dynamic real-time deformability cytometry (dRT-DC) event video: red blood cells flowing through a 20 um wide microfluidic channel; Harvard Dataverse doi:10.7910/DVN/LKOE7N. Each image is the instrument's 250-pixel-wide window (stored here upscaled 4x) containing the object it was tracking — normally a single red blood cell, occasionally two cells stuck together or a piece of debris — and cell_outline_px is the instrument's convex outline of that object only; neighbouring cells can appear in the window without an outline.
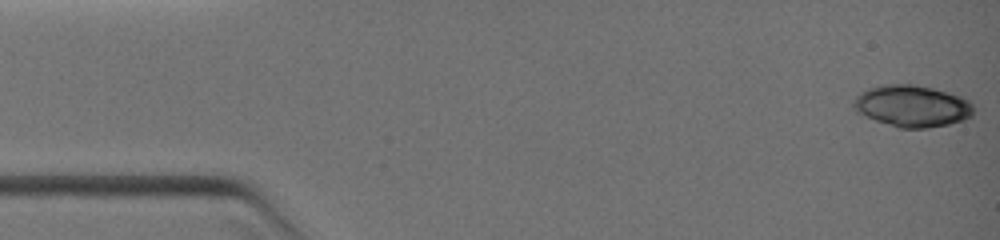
{"species": "common noctule bat (a hibernating species)", "species_latin": "Nyctalus noctula", "temperature_condition": "warm", "stored_images_in_passage": 13, "camera_frame_rate_fps": 3000, "um_per_image_px": 0.085, "animal": {"sex": "female", "body_mass_g": 19.0, "forearm_length_mm": 51.5}, "frame": {"image": 1, "passage_image": 1, "time_ms": 0.0, "image_size_px": [1000, 240], "cell_outline_px": [[972, 116], [964, 120], [948, 124], [924, 128], [900, 128], [876, 120], [856, 112], [852, 108], [852, 100], [860, 92], [868, 88], [880, 84], [916, 84], [948, 92], [960, 96], [968, 100], [972, 104]], "centroid_in_image_um": [77.49, 9.0], "position_along_channel_um": 7.5, "area_um2": 29.25}}
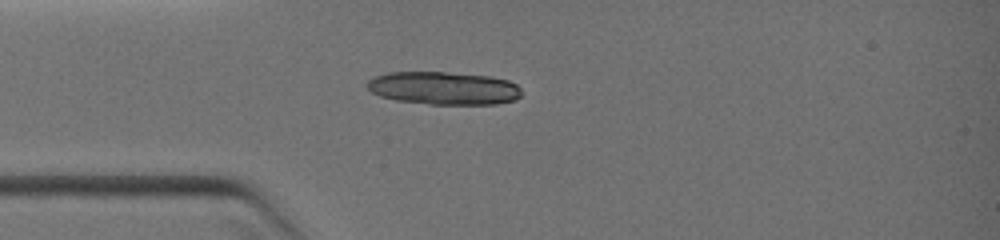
{"frame": {"image": 2, "passage_image": 11, "time_ms": 3.0, "image_size_px": [1000, 240], "cell_outline_px": [[520, 96], [512, 100], [496, 104], [432, 104], [396, 100], [380, 96], [372, 92], [368, 88], [368, 80], [372, 76], [388, 72], [444, 72], [492, 76], [508, 80], [516, 84], [520, 88]], "centroid_in_image_um": [37.7, 7.48], "position_along_channel_um": 47.3, "area_um2": 29.59}}